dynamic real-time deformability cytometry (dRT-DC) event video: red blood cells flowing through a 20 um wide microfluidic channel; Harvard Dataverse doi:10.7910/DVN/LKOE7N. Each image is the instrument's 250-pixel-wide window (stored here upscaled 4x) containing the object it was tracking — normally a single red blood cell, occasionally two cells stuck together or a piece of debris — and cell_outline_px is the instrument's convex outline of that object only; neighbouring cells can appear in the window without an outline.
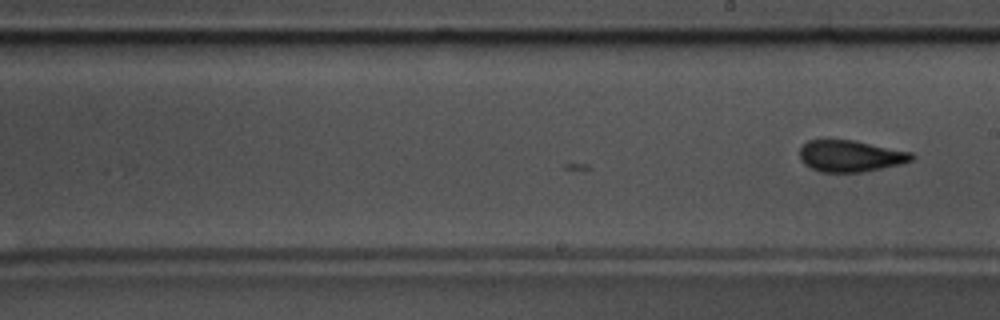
{"species": "common noctule bat (a hibernating species)", "species_latin": "Nyctalus noctula", "temperature_condition": "warm", "stored_images_in_passage": 14, "camera_frame_rate_fps": 3000, "um_per_image_px": 0.085, "animal": {"sex": "male", "body_mass_g": 17.5, "forearm_length_mm": 52.3}, "frame": {"image": 1, "passage_image": 14, "time_ms": 4.333, "image_size_px": [1000, 320], "cell_outline_px": [[916, 156], [912, 160], [900, 164], [864, 172], [820, 172], [804, 164], [800, 160], [800, 148], [808, 140], [852, 140], [912, 152]], "centroid_in_image_um": [72.29, 13.27], "position_along_channel_um": 216.7, "area_um2": 20.52}}